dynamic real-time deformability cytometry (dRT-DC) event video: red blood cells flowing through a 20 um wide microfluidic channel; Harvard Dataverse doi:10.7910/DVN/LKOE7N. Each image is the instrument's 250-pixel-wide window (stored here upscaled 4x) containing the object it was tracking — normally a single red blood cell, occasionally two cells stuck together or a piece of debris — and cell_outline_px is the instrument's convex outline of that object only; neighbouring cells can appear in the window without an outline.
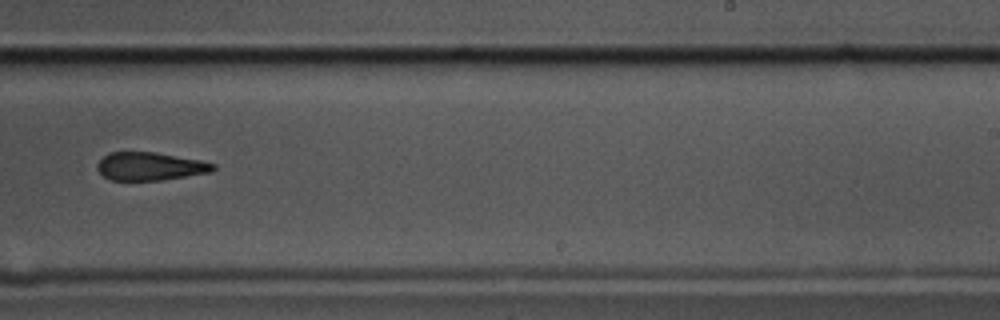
{"species": "common noctule bat (a hibernating species)", "species_latin": "Nyctalus noctula", "temperature_condition": "cold", "stored_images_in_passage": 9, "camera_frame_rate_fps": 3000, "um_per_image_px": 0.085, "animal": {"sex": "male", "body_mass_g": 17.5, "forearm_length_mm": 52.3}, "frame": {"image": 1, "passage_image": 9, "time_ms": 2.667, "image_size_px": [1000, 320], "cell_outline_px": [[216, 168], [212, 172], [164, 180], [112, 180], [104, 176], [96, 168], [96, 164], [108, 152], [156, 152], [200, 160], [216, 164]], "centroid_in_image_um": [12.77, 14.14], "position_along_channel_um": 276.2, "area_um2": 19.07}}